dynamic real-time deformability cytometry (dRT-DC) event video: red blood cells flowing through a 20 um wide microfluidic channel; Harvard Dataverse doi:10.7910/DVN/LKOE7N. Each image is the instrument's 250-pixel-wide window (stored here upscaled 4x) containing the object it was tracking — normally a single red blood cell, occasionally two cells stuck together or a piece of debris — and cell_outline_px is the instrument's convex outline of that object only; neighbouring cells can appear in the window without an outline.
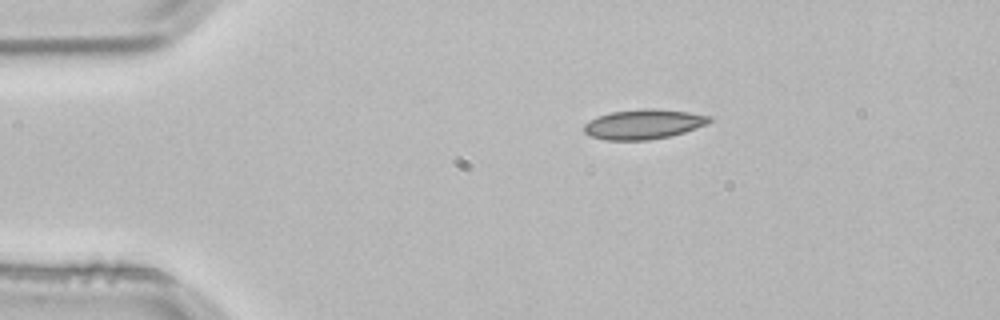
{"species": "common noctule bat (a hibernating species)", "species_latin": "Nyctalus noctula", "temperature_condition": "room temperature", "stored_images_in_passage": 2, "camera_frame_rate_fps": 3000, "um_per_image_px": 0.085, "animal": {"sex": "male", "body_mass_g": 21.5, "forearm_length_mm": 52.0}, "frame": {"image": 1, "passage_image": 1, "time_ms": 0.0, "image_size_px": [1000, 320], "cell_outline_px": [[712, 120], [708, 124], [684, 132], [668, 136], [648, 140], [604, 140], [592, 136], [584, 132], [584, 124], [588, 120], [596, 116], [612, 112], [652, 108], [688, 112], [712, 116]], "centroid_in_image_um": [54.7, 10.56], "position_along_channel_um": 30.3, "area_um2": 21.68}}